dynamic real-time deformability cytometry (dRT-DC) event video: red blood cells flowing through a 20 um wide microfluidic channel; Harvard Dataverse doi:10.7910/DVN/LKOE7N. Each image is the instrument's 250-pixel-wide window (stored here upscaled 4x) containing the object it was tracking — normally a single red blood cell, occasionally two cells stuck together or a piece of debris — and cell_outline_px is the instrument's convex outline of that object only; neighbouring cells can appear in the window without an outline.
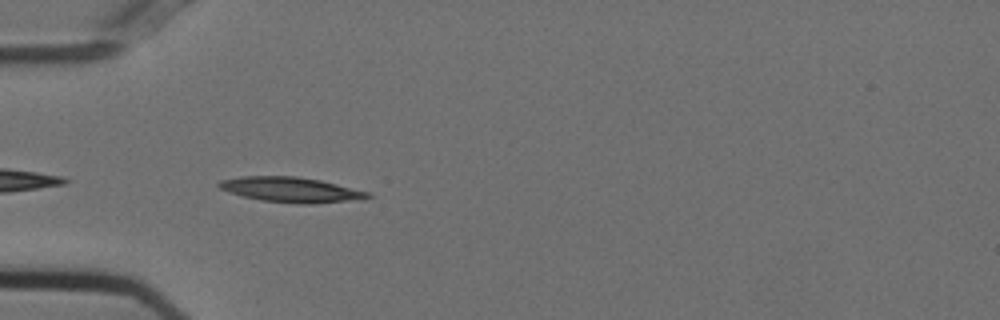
{"species": "Egyptian fruit bat (a non-hibernating species)", "species_latin": "Rousettus aegyptiacus", "temperature_condition": "cold", "stored_images_in_passage": 39, "camera_frame_rate_fps": 3000, "um_per_image_px": 0.085, "animal": {"sex": "female"}, "frame": {"image": 1, "passage_image": 2, "time_ms": 0.333, "image_size_px": [1000, 320], "cell_outline_px": [[372, 196], [348, 200], [308, 204], [300, 204], [260, 200], [244, 196], [220, 188], [216, 184], [220, 180], [244, 176], [296, 176], [320, 180], [368, 192]], "centroid_in_image_um": [24.67, 16.11], "position_along_channel_um": 60.3, "area_um2": 21.21}}
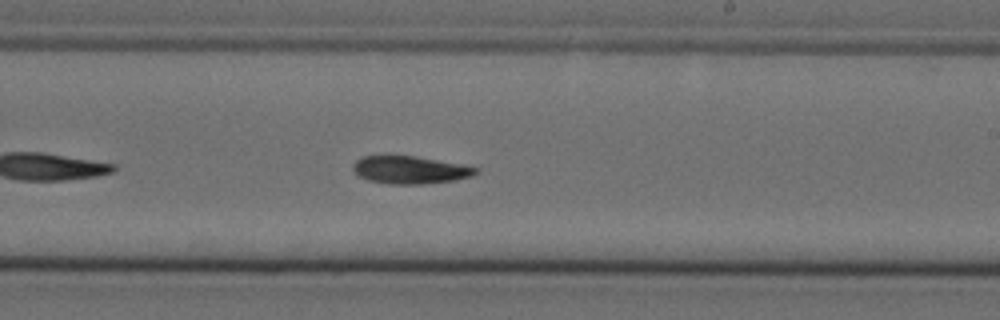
{"frame": {"image": 2, "passage_image": 18, "time_ms": 5.667, "image_size_px": [1000, 320], "cell_outline_px": [[480, 172], [472, 176], [456, 180], [424, 184], [388, 184], [368, 180], [360, 176], [352, 168], [352, 164], [360, 156], [384, 152], [416, 156], [464, 164], [480, 168]], "centroid_in_image_um": [34.83, 14.39], "position_along_channel_um": 254.2, "area_um2": 20.87}}
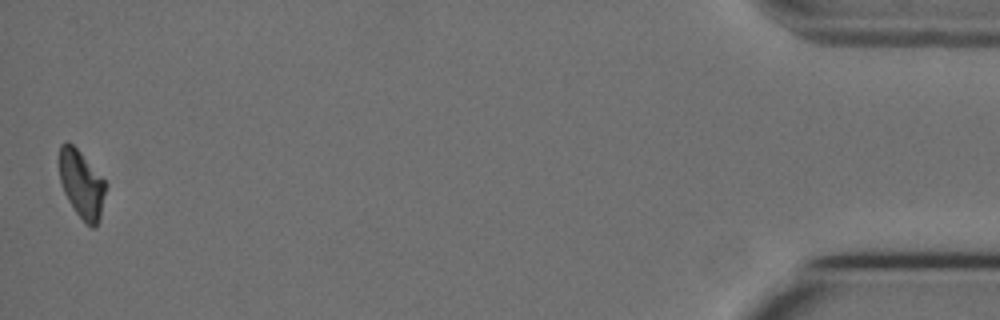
{"frame": {"image": 3, "passage_image": 39, "time_ms": 12.667, "image_size_px": [1000, 320], "cell_outline_px": [[108, 184], [100, 220], [96, 228], [92, 228], [76, 212], [68, 200], [64, 192], [60, 180], [60, 144], [68, 140], [80, 152]], "centroid_in_image_um": [6.97, 15.68], "position_along_channel_um": 428.2, "area_um2": 18.26}, "authors_computed_cell_mechanics": {"area_um2": 19.9988, "velocity_mm_per_s": 3.712, "shape_relaxation_time_tau1_ms": 6.1998, "shape_relaxation_time_tau2_ms": 5.6934, "deformation_change_tau1": 0.1774, "deformation_change_tau2": 0.1048}}